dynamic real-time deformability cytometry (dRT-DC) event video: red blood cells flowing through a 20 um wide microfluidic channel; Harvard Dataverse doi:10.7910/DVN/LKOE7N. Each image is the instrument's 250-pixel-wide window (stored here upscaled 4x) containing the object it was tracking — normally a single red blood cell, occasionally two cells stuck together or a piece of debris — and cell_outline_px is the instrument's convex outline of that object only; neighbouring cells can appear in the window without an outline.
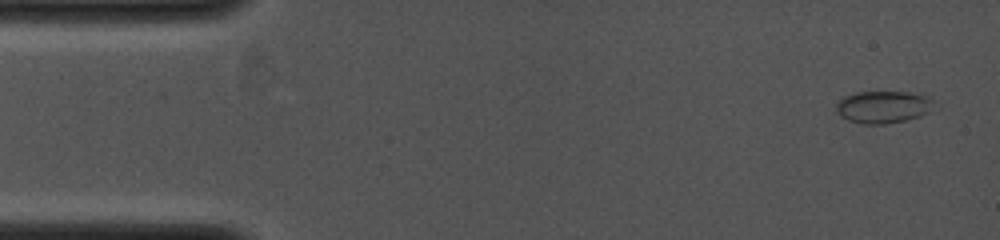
{"species": "common noctule bat (a hibernating species)", "species_latin": "Nyctalus noctula", "temperature_condition": "cold", "stored_images_in_passage": 26, "camera_frame_rate_fps": 4000, "um_per_image_px": 0.085, "animal": {"sex": "female", "body_mass_g": 19.0, "forearm_length_mm": 53.3}, "frame": {"image": 1, "passage_image": 1, "time_ms": 0.0, "image_size_px": [1000, 240], "cell_outline_px": [[940, 108], [920, 116], [904, 120], [884, 124], [864, 124], [848, 120], [840, 116], [836, 112], [836, 104], [844, 96], [856, 92], [908, 92], [928, 96], [936, 100]], "centroid_in_image_um": [75.17, 9.08], "position_along_channel_um": 9.8, "area_um2": 18.84}}
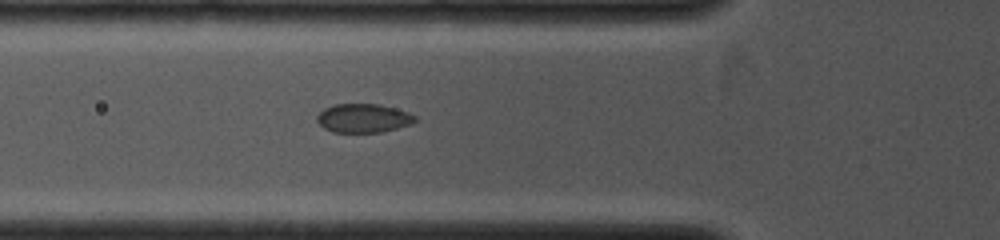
{"frame": {"image": 2, "passage_image": 19, "time_ms": 4.0, "image_size_px": [1000, 240], "cell_outline_px": [[416, 120], [412, 124], [380, 132], [332, 132], [324, 128], [316, 120], [316, 116], [324, 108], [336, 104], [380, 104], [396, 108], [408, 112], [416, 116]], "centroid_in_image_um": [30.88, 10.04], "position_along_channel_um": 94.9, "area_um2": 16.47}}
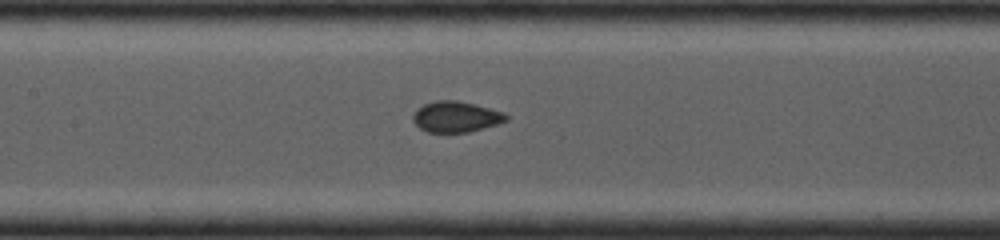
{"frame": {"image": 3, "passage_image": 26, "time_ms": 5.5, "image_size_px": [1000, 240], "cell_outline_px": [[508, 120], [496, 124], [468, 132], [428, 132], [420, 128], [412, 120], [412, 116], [424, 104], [440, 100], [456, 100], [488, 108], [500, 112], [508, 116]], "centroid_in_image_um": [38.73, 9.93], "position_along_channel_um": 168.7, "area_um2": 16.24}}